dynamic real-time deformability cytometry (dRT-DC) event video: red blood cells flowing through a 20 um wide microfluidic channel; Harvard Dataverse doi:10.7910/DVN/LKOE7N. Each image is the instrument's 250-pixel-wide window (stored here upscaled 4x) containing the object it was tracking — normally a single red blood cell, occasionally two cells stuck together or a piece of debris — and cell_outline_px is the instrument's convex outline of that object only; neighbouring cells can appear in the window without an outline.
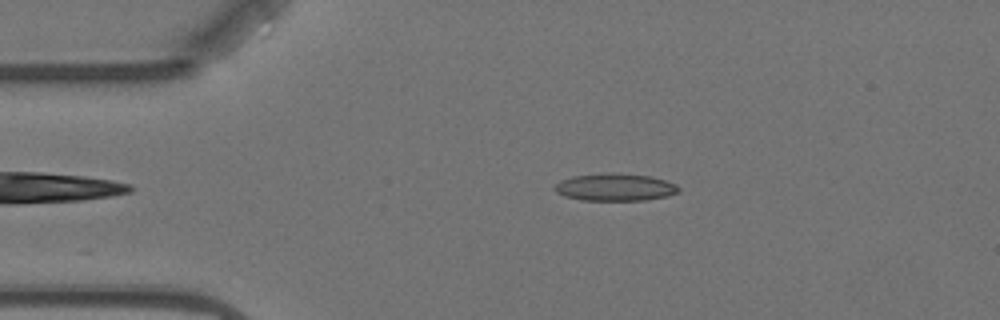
{"species": "Egyptian fruit bat (a non-hibernating species)", "species_latin": "Rousettus aegyptiacus", "temperature_condition": "warm", "stored_images_in_passage": 3, "camera_frame_rate_fps": 3000, "um_per_image_px": 0.085, "animal": {"sex": "female"}, "frame": {"image": 1, "passage_image": 2, "time_ms": 1.333, "image_size_px": [1000, 320], "cell_outline_px": [[680, 192], [668, 196], [644, 200], [580, 200], [564, 196], [556, 192], [552, 188], [560, 180], [572, 176], [612, 172], [620, 172], [648, 176], [664, 180], [676, 184], [680, 188]], "centroid_in_image_um": [52.27, 15.9], "position_along_channel_um": 32.7, "area_um2": 20.0}}